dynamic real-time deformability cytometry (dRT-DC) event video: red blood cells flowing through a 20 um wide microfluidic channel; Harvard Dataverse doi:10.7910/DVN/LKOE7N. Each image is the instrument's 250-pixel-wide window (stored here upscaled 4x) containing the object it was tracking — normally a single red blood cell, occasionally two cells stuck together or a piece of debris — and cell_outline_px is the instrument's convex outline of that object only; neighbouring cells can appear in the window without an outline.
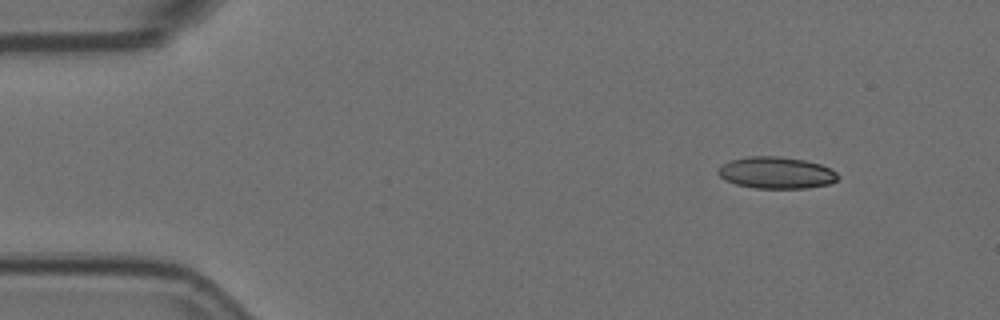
{"species": "Egyptian fruit bat (a non-hibernating species)", "species_latin": "Rousettus aegyptiacus", "temperature_condition": "room temperature", "stored_images_in_passage": 51, "camera_frame_rate_fps": 3000, "um_per_image_px": 0.085, "animal": {"sex": "female"}, "frame": {"image": 1, "passage_image": 1, "time_ms": 0.0, "image_size_px": [1000, 320], "cell_outline_px": [[840, 176], [836, 180], [828, 184], [808, 188], [756, 188], [736, 184], [724, 180], [716, 172], [720, 164], [728, 160], [748, 156], [780, 156], [804, 160], [820, 164], [836, 172]], "centroid_in_image_um": [65.93, 14.67], "position_along_channel_um": 19.1, "area_um2": 22.31}}
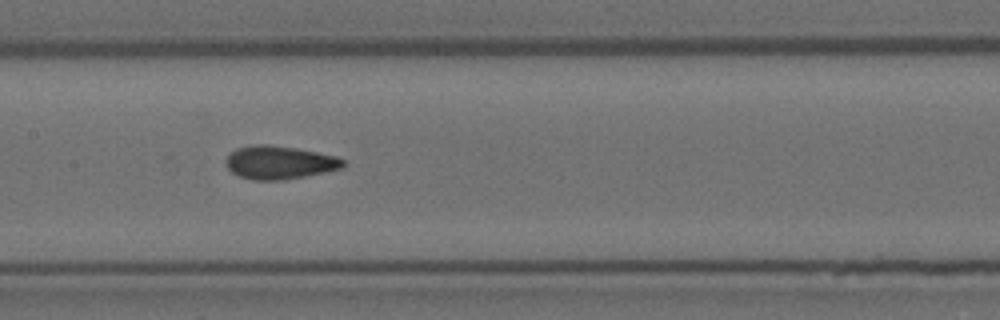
{"frame": {"image": 2, "passage_image": 22, "time_ms": 7.0, "image_size_px": [1000, 320], "cell_outline_px": [[344, 168], [304, 176], [280, 180], [252, 180], [240, 176], [232, 172], [224, 164], [224, 160], [236, 148], [252, 144], [268, 144], [296, 148], [316, 152], [332, 156], [344, 160]], "centroid_in_image_um": [23.7, 13.8], "position_along_channel_um": 183.7, "area_um2": 22.6}}
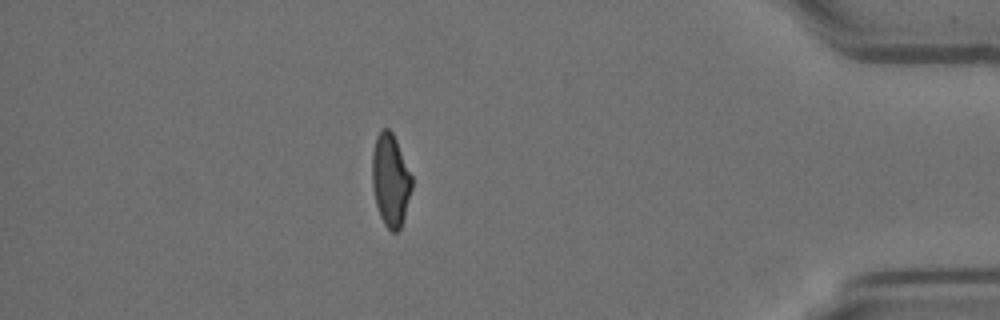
{"frame": {"image": 3, "passage_image": 44, "time_ms": 14.333, "image_size_px": [1000, 320], "cell_outline_px": [[412, 188], [404, 216], [400, 228], [396, 232], [392, 232], [384, 224], [380, 216], [376, 204], [372, 184], [372, 152], [376, 136], [380, 128], [388, 128], [392, 132], [396, 140], [412, 176]], "centroid_in_image_um": [33.18, 15.28], "position_along_channel_um": 402.0, "area_um2": 21.33}, "authors_computed_cell_mechanics": {"area_um2": 22.3686, "velocity_mm_per_s": 3.5849, "shape_relaxation_time_tau1_ms": null, "shape_relaxation_time_tau2_ms": 1.5583, "deformation_change_tau1": null, "deformation_change_tau2": 0.0872}}